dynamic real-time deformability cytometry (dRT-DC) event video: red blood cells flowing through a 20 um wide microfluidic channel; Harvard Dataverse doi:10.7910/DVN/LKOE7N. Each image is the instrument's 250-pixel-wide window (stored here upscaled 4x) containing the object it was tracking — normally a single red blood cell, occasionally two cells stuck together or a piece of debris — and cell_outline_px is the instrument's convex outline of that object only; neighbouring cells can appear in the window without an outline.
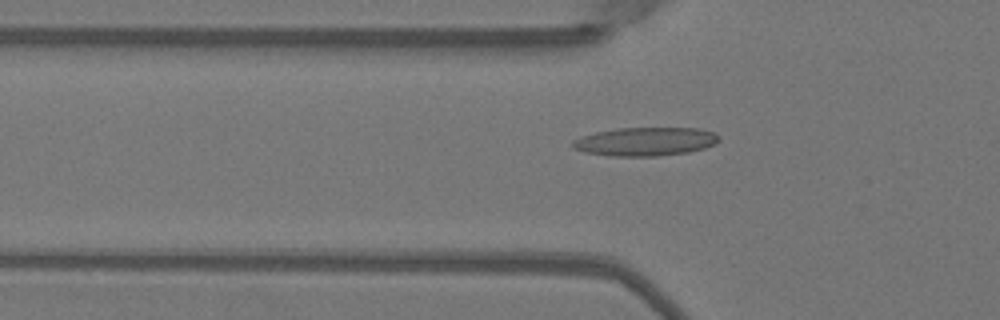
{"species": "Egyptian fruit bat (a non-hibernating species)", "species_latin": "Rousettus aegyptiacus", "temperature_condition": "warm", "stored_images_in_passage": 47, "camera_frame_rate_fps": 3000, "um_per_image_px": 0.085, "animal": {"sex": "female"}, "frame": {"image": 1, "passage_image": 18, "time_ms": 5.667, "image_size_px": [1000, 320], "cell_outline_px": [[720, 140], [716, 144], [704, 148], [688, 152], [656, 156], [612, 156], [584, 152], [572, 148], [572, 140], [580, 136], [596, 132], [620, 128], [696, 128], [716, 132]], "centroid_in_image_um": [54.85, 12.03], "position_along_channel_um": 70.9, "area_um2": 24.45}}
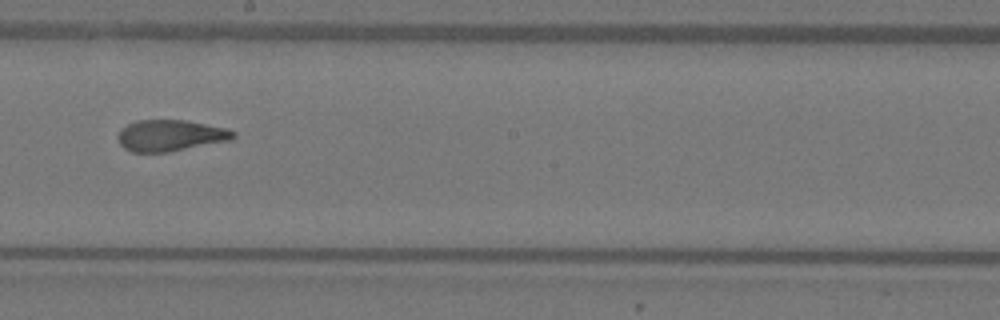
{"frame": {"image": 2, "passage_image": 30, "time_ms": 9.667, "image_size_px": [1000, 320], "cell_outline_px": [[236, 136], [232, 140], [168, 152], [132, 152], [124, 148], [120, 144], [120, 128], [136, 120], [184, 120], [228, 128], [236, 132]], "centroid_in_image_um": [14.53, 11.51], "position_along_channel_um": 233.7, "area_um2": 21.04}}
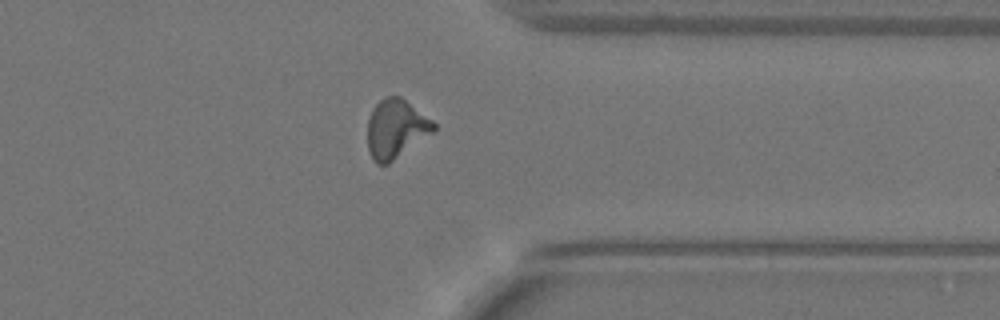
{"frame": {"image": 3, "passage_image": 41, "time_ms": 13.333, "image_size_px": [1000, 320], "cell_outline_px": [[436, 128], [432, 132], [388, 164], [376, 164], [368, 148], [368, 120], [372, 108], [380, 100], [388, 96], [400, 96], [432, 120], [436, 124]], "centroid_in_image_um": [33.63, 10.93], "position_along_channel_um": 377.8, "area_um2": 22.25}}